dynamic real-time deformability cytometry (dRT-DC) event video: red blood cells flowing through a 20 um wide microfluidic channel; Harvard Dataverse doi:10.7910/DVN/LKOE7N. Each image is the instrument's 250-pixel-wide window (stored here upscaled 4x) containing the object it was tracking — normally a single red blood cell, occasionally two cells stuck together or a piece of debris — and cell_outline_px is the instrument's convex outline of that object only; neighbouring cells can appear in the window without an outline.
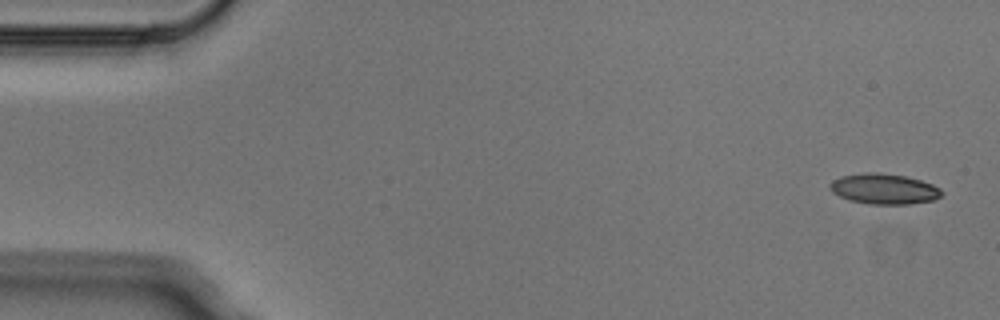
{"species": "Egyptian fruit bat (a non-hibernating species)", "species_latin": "Rousettus aegyptiacus", "temperature_condition": "cold", "stored_images_in_passage": 4, "camera_frame_rate_fps": 3000, "um_per_image_px": 0.085, "animal": {"sex": "male"}, "frame": {"image": 1, "passage_image": 1, "time_ms": 0.0, "image_size_px": [1000, 320], "cell_outline_px": [[944, 192], [940, 196], [932, 200], [908, 204], [868, 204], [848, 200], [832, 192], [828, 188], [828, 184], [832, 180], [840, 176], [868, 172], [876, 172], [904, 176], [920, 180], [932, 184], [940, 188]], "centroid_in_image_um": [75.1, 16.05], "position_along_channel_um": 9.9, "area_um2": 19.88}}
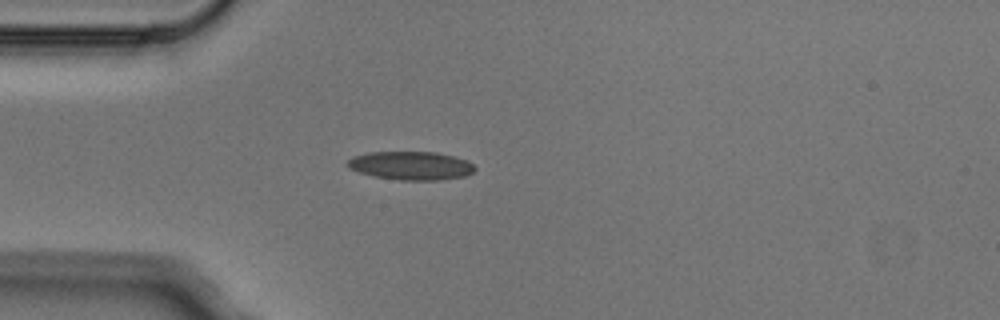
{"frame": {"image": 2, "passage_image": 4, "time_ms": 1.0, "image_size_px": [1000, 320], "cell_outline_px": [[476, 168], [472, 172], [464, 176], [436, 180], [400, 180], [376, 176], [360, 172], [348, 168], [348, 160], [352, 156], [368, 152], [436, 152], [468, 160]], "centroid_in_image_um": [34.92, 14.07], "position_along_channel_um": 50.1, "area_um2": 20.92}}